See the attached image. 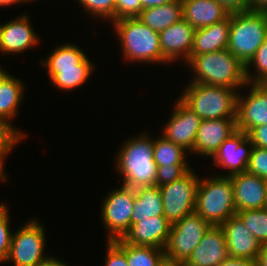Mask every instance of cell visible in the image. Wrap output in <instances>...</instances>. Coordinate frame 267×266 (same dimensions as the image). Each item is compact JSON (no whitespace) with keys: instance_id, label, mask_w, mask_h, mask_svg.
Returning <instances> with one entry per match:
<instances>
[{"instance_id":"obj_1","label":"cell","mask_w":267,"mask_h":266,"mask_svg":"<svg viewBox=\"0 0 267 266\" xmlns=\"http://www.w3.org/2000/svg\"><path fill=\"white\" fill-rule=\"evenodd\" d=\"M115 154V170L121 175V185L137 188L155 186L157 166L153 159L154 138L143 131L128 137Z\"/></svg>"},{"instance_id":"obj_2","label":"cell","mask_w":267,"mask_h":266,"mask_svg":"<svg viewBox=\"0 0 267 266\" xmlns=\"http://www.w3.org/2000/svg\"><path fill=\"white\" fill-rule=\"evenodd\" d=\"M185 65L190 68V82L224 86L239 91L247 85L246 65L228 49L193 56Z\"/></svg>"},{"instance_id":"obj_3","label":"cell","mask_w":267,"mask_h":266,"mask_svg":"<svg viewBox=\"0 0 267 266\" xmlns=\"http://www.w3.org/2000/svg\"><path fill=\"white\" fill-rule=\"evenodd\" d=\"M122 58L131 63L164 65L169 62L163 57L159 33L151 30L137 17H123L112 22Z\"/></svg>"},{"instance_id":"obj_4","label":"cell","mask_w":267,"mask_h":266,"mask_svg":"<svg viewBox=\"0 0 267 266\" xmlns=\"http://www.w3.org/2000/svg\"><path fill=\"white\" fill-rule=\"evenodd\" d=\"M238 90L188 82L178 98L202 120L236 118Z\"/></svg>"},{"instance_id":"obj_5","label":"cell","mask_w":267,"mask_h":266,"mask_svg":"<svg viewBox=\"0 0 267 266\" xmlns=\"http://www.w3.org/2000/svg\"><path fill=\"white\" fill-rule=\"evenodd\" d=\"M204 177L199 179L194 212L211 226H220L237 212L232 181L216 174Z\"/></svg>"},{"instance_id":"obj_6","label":"cell","mask_w":267,"mask_h":266,"mask_svg":"<svg viewBox=\"0 0 267 266\" xmlns=\"http://www.w3.org/2000/svg\"><path fill=\"white\" fill-rule=\"evenodd\" d=\"M267 38V11L231 13L228 50L245 65Z\"/></svg>"},{"instance_id":"obj_7","label":"cell","mask_w":267,"mask_h":266,"mask_svg":"<svg viewBox=\"0 0 267 266\" xmlns=\"http://www.w3.org/2000/svg\"><path fill=\"white\" fill-rule=\"evenodd\" d=\"M37 218H31L18 227L12 235V241L6 262L13 266H38L46 255V234L44 224Z\"/></svg>"},{"instance_id":"obj_8","label":"cell","mask_w":267,"mask_h":266,"mask_svg":"<svg viewBox=\"0 0 267 266\" xmlns=\"http://www.w3.org/2000/svg\"><path fill=\"white\" fill-rule=\"evenodd\" d=\"M210 226L195 212L172 223L169 240L165 248L166 260L184 264Z\"/></svg>"},{"instance_id":"obj_9","label":"cell","mask_w":267,"mask_h":266,"mask_svg":"<svg viewBox=\"0 0 267 266\" xmlns=\"http://www.w3.org/2000/svg\"><path fill=\"white\" fill-rule=\"evenodd\" d=\"M134 188L121 185L111 189L103 198L101 221L107 230L108 241L120 239L131 226V217L134 206Z\"/></svg>"},{"instance_id":"obj_10","label":"cell","mask_w":267,"mask_h":266,"mask_svg":"<svg viewBox=\"0 0 267 266\" xmlns=\"http://www.w3.org/2000/svg\"><path fill=\"white\" fill-rule=\"evenodd\" d=\"M199 177L191 168L180 179L159 187L164 217L171 224L194 213Z\"/></svg>"},{"instance_id":"obj_11","label":"cell","mask_w":267,"mask_h":266,"mask_svg":"<svg viewBox=\"0 0 267 266\" xmlns=\"http://www.w3.org/2000/svg\"><path fill=\"white\" fill-rule=\"evenodd\" d=\"M174 104L172 114L164 123L160 135L182 147L191 155L202 119L178 97Z\"/></svg>"},{"instance_id":"obj_12","label":"cell","mask_w":267,"mask_h":266,"mask_svg":"<svg viewBox=\"0 0 267 266\" xmlns=\"http://www.w3.org/2000/svg\"><path fill=\"white\" fill-rule=\"evenodd\" d=\"M248 93L238 92L237 130L248 133L252 128L267 125V88L261 83H247Z\"/></svg>"},{"instance_id":"obj_13","label":"cell","mask_w":267,"mask_h":266,"mask_svg":"<svg viewBox=\"0 0 267 266\" xmlns=\"http://www.w3.org/2000/svg\"><path fill=\"white\" fill-rule=\"evenodd\" d=\"M252 147L253 145L247 137V133L241 130H237L227 138L211 158L213 159L214 167L224 169L223 171L228 170L225 174L220 173L219 176L229 177L237 173L246 172Z\"/></svg>"},{"instance_id":"obj_14","label":"cell","mask_w":267,"mask_h":266,"mask_svg":"<svg viewBox=\"0 0 267 266\" xmlns=\"http://www.w3.org/2000/svg\"><path fill=\"white\" fill-rule=\"evenodd\" d=\"M40 37L30 22L28 12L0 24V53L21 54L39 45Z\"/></svg>"},{"instance_id":"obj_15","label":"cell","mask_w":267,"mask_h":266,"mask_svg":"<svg viewBox=\"0 0 267 266\" xmlns=\"http://www.w3.org/2000/svg\"><path fill=\"white\" fill-rule=\"evenodd\" d=\"M195 28L183 18L159 33L163 57L170 63L186 64L193 46Z\"/></svg>"},{"instance_id":"obj_16","label":"cell","mask_w":267,"mask_h":266,"mask_svg":"<svg viewBox=\"0 0 267 266\" xmlns=\"http://www.w3.org/2000/svg\"><path fill=\"white\" fill-rule=\"evenodd\" d=\"M237 131L236 118L202 120L192 155L212 158L219 146Z\"/></svg>"},{"instance_id":"obj_17","label":"cell","mask_w":267,"mask_h":266,"mask_svg":"<svg viewBox=\"0 0 267 266\" xmlns=\"http://www.w3.org/2000/svg\"><path fill=\"white\" fill-rule=\"evenodd\" d=\"M229 177L237 212L265 208L267 180L247 171Z\"/></svg>"},{"instance_id":"obj_18","label":"cell","mask_w":267,"mask_h":266,"mask_svg":"<svg viewBox=\"0 0 267 266\" xmlns=\"http://www.w3.org/2000/svg\"><path fill=\"white\" fill-rule=\"evenodd\" d=\"M220 227L229 257L256 260L262 245L237 215L227 219Z\"/></svg>"},{"instance_id":"obj_19","label":"cell","mask_w":267,"mask_h":266,"mask_svg":"<svg viewBox=\"0 0 267 266\" xmlns=\"http://www.w3.org/2000/svg\"><path fill=\"white\" fill-rule=\"evenodd\" d=\"M171 226L172 224L164 216L142 219L131 225L121 239L134 246H153L165 249Z\"/></svg>"},{"instance_id":"obj_20","label":"cell","mask_w":267,"mask_h":266,"mask_svg":"<svg viewBox=\"0 0 267 266\" xmlns=\"http://www.w3.org/2000/svg\"><path fill=\"white\" fill-rule=\"evenodd\" d=\"M228 257L220 226H210L184 266H219Z\"/></svg>"},{"instance_id":"obj_21","label":"cell","mask_w":267,"mask_h":266,"mask_svg":"<svg viewBox=\"0 0 267 266\" xmlns=\"http://www.w3.org/2000/svg\"><path fill=\"white\" fill-rule=\"evenodd\" d=\"M22 79L9 74L0 85V120L8 126L22 141L28 133H24L13 125L14 118L18 117V108L23 104L24 91L26 88Z\"/></svg>"},{"instance_id":"obj_22","label":"cell","mask_w":267,"mask_h":266,"mask_svg":"<svg viewBox=\"0 0 267 266\" xmlns=\"http://www.w3.org/2000/svg\"><path fill=\"white\" fill-rule=\"evenodd\" d=\"M231 13L223 21L195 29L189 60L196 55L217 52L228 48Z\"/></svg>"},{"instance_id":"obj_23","label":"cell","mask_w":267,"mask_h":266,"mask_svg":"<svg viewBox=\"0 0 267 266\" xmlns=\"http://www.w3.org/2000/svg\"><path fill=\"white\" fill-rule=\"evenodd\" d=\"M183 19L195 29L211 26L226 19L230 12L216 0H181Z\"/></svg>"},{"instance_id":"obj_24","label":"cell","mask_w":267,"mask_h":266,"mask_svg":"<svg viewBox=\"0 0 267 266\" xmlns=\"http://www.w3.org/2000/svg\"><path fill=\"white\" fill-rule=\"evenodd\" d=\"M95 64L86 56L76 67L58 68V73H48V79L59 91L71 92L87 83L96 69Z\"/></svg>"},{"instance_id":"obj_25","label":"cell","mask_w":267,"mask_h":266,"mask_svg":"<svg viewBox=\"0 0 267 266\" xmlns=\"http://www.w3.org/2000/svg\"><path fill=\"white\" fill-rule=\"evenodd\" d=\"M133 206L131 225L142 219L164 216L161 191L158 186L135 188Z\"/></svg>"},{"instance_id":"obj_26","label":"cell","mask_w":267,"mask_h":266,"mask_svg":"<svg viewBox=\"0 0 267 266\" xmlns=\"http://www.w3.org/2000/svg\"><path fill=\"white\" fill-rule=\"evenodd\" d=\"M183 4L181 0L157 7L145 8L137 18L158 33L183 18Z\"/></svg>"},{"instance_id":"obj_27","label":"cell","mask_w":267,"mask_h":266,"mask_svg":"<svg viewBox=\"0 0 267 266\" xmlns=\"http://www.w3.org/2000/svg\"><path fill=\"white\" fill-rule=\"evenodd\" d=\"M49 56L40 60L47 73H58V68L76 67L87 54L75 43H65L54 46Z\"/></svg>"},{"instance_id":"obj_28","label":"cell","mask_w":267,"mask_h":266,"mask_svg":"<svg viewBox=\"0 0 267 266\" xmlns=\"http://www.w3.org/2000/svg\"><path fill=\"white\" fill-rule=\"evenodd\" d=\"M125 253L128 266H162L166 261L165 249L153 246H134L121 238L113 240Z\"/></svg>"},{"instance_id":"obj_29","label":"cell","mask_w":267,"mask_h":266,"mask_svg":"<svg viewBox=\"0 0 267 266\" xmlns=\"http://www.w3.org/2000/svg\"><path fill=\"white\" fill-rule=\"evenodd\" d=\"M155 138L153 159L156 166L190 165V160H187L189 153L186 150L162 135Z\"/></svg>"},{"instance_id":"obj_30","label":"cell","mask_w":267,"mask_h":266,"mask_svg":"<svg viewBox=\"0 0 267 266\" xmlns=\"http://www.w3.org/2000/svg\"><path fill=\"white\" fill-rule=\"evenodd\" d=\"M248 230L261 245L267 244V209L244 210L236 212Z\"/></svg>"},{"instance_id":"obj_31","label":"cell","mask_w":267,"mask_h":266,"mask_svg":"<svg viewBox=\"0 0 267 266\" xmlns=\"http://www.w3.org/2000/svg\"><path fill=\"white\" fill-rule=\"evenodd\" d=\"M87 15L110 24L116 20V0H76ZM100 18V19H99ZM108 20V21H107Z\"/></svg>"},{"instance_id":"obj_32","label":"cell","mask_w":267,"mask_h":266,"mask_svg":"<svg viewBox=\"0 0 267 266\" xmlns=\"http://www.w3.org/2000/svg\"><path fill=\"white\" fill-rule=\"evenodd\" d=\"M246 77L248 83H262L267 79V38L246 64Z\"/></svg>"},{"instance_id":"obj_33","label":"cell","mask_w":267,"mask_h":266,"mask_svg":"<svg viewBox=\"0 0 267 266\" xmlns=\"http://www.w3.org/2000/svg\"><path fill=\"white\" fill-rule=\"evenodd\" d=\"M10 209L5 203L0 206V264L6 263L12 241L13 231L10 230Z\"/></svg>"},{"instance_id":"obj_34","label":"cell","mask_w":267,"mask_h":266,"mask_svg":"<svg viewBox=\"0 0 267 266\" xmlns=\"http://www.w3.org/2000/svg\"><path fill=\"white\" fill-rule=\"evenodd\" d=\"M191 168V165L157 166L155 186H163L174 182L184 176Z\"/></svg>"},{"instance_id":"obj_35","label":"cell","mask_w":267,"mask_h":266,"mask_svg":"<svg viewBox=\"0 0 267 266\" xmlns=\"http://www.w3.org/2000/svg\"><path fill=\"white\" fill-rule=\"evenodd\" d=\"M247 172L267 180V149L252 147Z\"/></svg>"},{"instance_id":"obj_36","label":"cell","mask_w":267,"mask_h":266,"mask_svg":"<svg viewBox=\"0 0 267 266\" xmlns=\"http://www.w3.org/2000/svg\"><path fill=\"white\" fill-rule=\"evenodd\" d=\"M20 142L22 140L0 120V162L4 166L8 155Z\"/></svg>"},{"instance_id":"obj_37","label":"cell","mask_w":267,"mask_h":266,"mask_svg":"<svg viewBox=\"0 0 267 266\" xmlns=\"http://www.w3.org/2000/svg\"><path fill=\"white\" fill-rule=\"evenodd\" d=\"M106 245L104 266H128L124 251L114 241L107 240Z\"/></svg>"},{"instance_id":"obj_38","label":"cell","mask_w":267,"mask_h":266,"mask_svg":"<svg viewBox=\"0 0 267 266\" xmlns=\"http://www.w3.org/2000/svg\"><path fill=\"white\" fill-rule=\"evenodd\" d=\"M142 10L140 0H116V20L123 17H137Z\"/></svg>"},{"instance_id":"obj_39","label":"cell","mask_w":267,"mask_h":266,"mask_svg":"<svg viewBox=\"0 0 267 266\" xmlns=\"http://www.w3.org/2000/svg\"><path fill=\"white\" fill-rule=\"evenodd\" d=\"M247 137L253 146L267 149V125L256 126L252 128Z\"/></svg>"},{"instance_id":"obj_40","label":"cell","mask_w":267,"mask_h":266,"mask_svg":"<svg viewBox=\"0 0 267 266\" xmlns=\"http://www.w3.org/2000/svg\"><path fill=\"white\" fill-rule=\"evenodd\" d=\"M222 4L230 13L250 10L249 0H216Z\"/></svg>"},{"instance_id":"obj_41","label":"cell","mask_w":267,"mask_h":266,"mask_svg":"<svg viewBox=\"0 0 267 266\" xmlns=\"http://www.w3.org/2000/svg\"><path fill=\"white\" fill-rule=\"evenodd\" d=\"M219 266H257L256 260L227 257Z\"/></svg>"},{"instance_id":"obj_42","label":"cell","mask_w":267,"mask_h":266,"mask_svg":"<svg viewBox=\"0 0 267 266\" xmlns=\"http://www.w3.org/2000/svg\"><path fill=\"white\" fill-rule=\"evenodd\" d=\"M38 266H71L67 262L60 260L59 257L51 254L44 259Z\"/></svg>"},{"instance_id":"obj_43","label":"cell","mask_w":267,"mask_h":266,"mask_svg":"<svg viewBox=\"0 0 267 266\" xmlns=\"http://www.w3.org/2000/svg\"><path fill=\"white\" fill-rule=\"evenodd\" d=\"M142 4V9L149 8V7H157L164 4H168L174 2L176 0H140Z\"/></svg>"},{"instance_id":"obj_44","label":"cell","mask_w":267,"mask_h":266,"mask_svg":"<svg viewBox=\"0 0 267 266\" xmlns=\"http://www.w3.org/2000/svg\"><path fill=\"white\" fill-rule=\"evenodd\" d=\"M257 266H267V244L262 245L256 258Z\"/></svg>"},{"instance_id":"obj_45","label":"cell","mask_w":267,"mask_h":266,"mask_svg":"<svg viewBox=\"0 0 267 266\" xmlns=\"http://www.w3.org/2000/svg\"><path fill=\"white\" fill-rule=\"evenodd\" d=\"M250 10L267 11V0H249Z\"/></svg>"},{"instance_id":"obj_46","label":"cell","mask_w":267,"mask_h":266,"mask_svg":"<svg viewBox=\"0 0 267 266\" xmlns=\"http://www.w3.org/2000/svg\"><path fill=\"white\" fill-rule=\"evenodd\" d=\"M15 4L19 6H21V4H23L22 0H0V7L4 8V7H12L15 6ZM12 5V6H11Z\"/></svg>"},{"instance_id":"obj_47","label":"cell","mask_w":267,"mask_h":266,"mask_svg":"<svg viewBox=\"0 0 267 266\" xmlns=\"http://www.w3.org/2000/svg\"><path fill=\"white\" fill-rule=\"evenodd\" d=\"M5 169L6 167L0 162V181L4 183L7 182L6 180L8 179V173L6 174Z\"/></svg>"},{"instance_id":"obj_48","label":"cell","mask_w":267,"mask_h":266,"mask_svg":"<svg viewBox=\"0 0 267 266\" xmlns=\"http://www.w3.org/2000/svg\"><path fill=\"white\" fill-rule=\"evenodd\" d=\"M9 74L10 73L7 72L5 68H2V65H0V85Z\"/></svg>"},{"instance_id":"obj_49","label":"cell","mask_w":267,"mask_h":266,"mask_svg":"<svg viewBox=\"0 0 267 266\" xmlns=\"http://www.w3.org/2000/svg\"><path fill=\"white\" fill-rule=\"evenodd\" d=\"M162 266H184L183 263L165 261Z\"/></svg>"},{"instance_id":"obj_50","label":"cell","mask_w":267,"mask_h":266,"mask_svg":"<svg viewBox=\"0 0 267 266\" xmlns=\"http://www.w3.org/2000/svg\"><path fill=\"white\" fill-rule=\"evenodd\" d=\"M31 1H32V2H33V1L36 2V0H22V2L25 3V4H26V2H27V3H32Z\"/></svg>"},{"instance_id":"obj_51","label":"cell","mask_w":267,"mask_h":266,"mask_svg":"<svg viewBox=\"0 0 267 266\" xmlns=\"http://www.w3.org/2000/svg\"><path fill=\"white\" fill-rule=\"evenodd\" d=\"M265 208L267 209V183H266V201H265Z\"/></svg>"},{"instance_id":"obj_52","label":"cell","mask_w":267,"mask_h":266,"mask_svg":"<svg viewBox=\"0 0 267 266\" xmlns=\"http://www.w3.org/2000/svg\"><path fill=\"white\" fill-rule=\"evenodd\" d=\"M261 84H263L267 88V79L264 80Z\"/></svg>"}]
</instances>
